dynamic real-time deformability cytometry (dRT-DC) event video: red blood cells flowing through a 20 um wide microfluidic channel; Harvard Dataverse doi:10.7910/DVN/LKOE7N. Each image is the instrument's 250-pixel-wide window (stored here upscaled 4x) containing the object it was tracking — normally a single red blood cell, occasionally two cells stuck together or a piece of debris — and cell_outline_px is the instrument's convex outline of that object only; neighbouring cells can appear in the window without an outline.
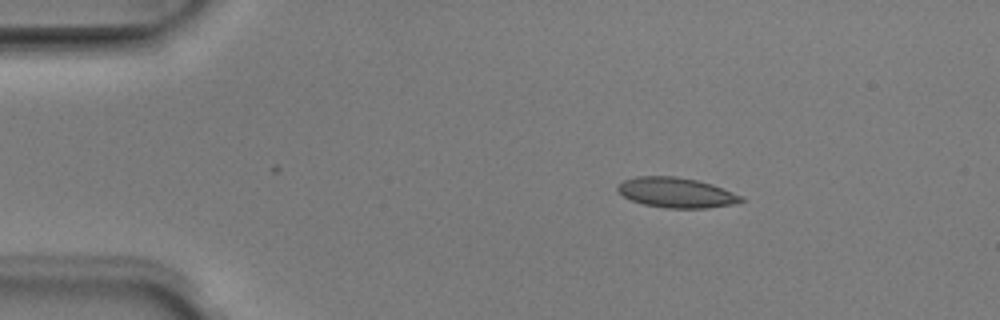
{"species": "Egyptian fruit bat (a non-hibernating species)", "species_latin": "Rousettus aegyptiacus", "temperature_condition": "room temperature", "stored_images_in_passage": 5, "camera_frame_rate_fps": 3000, "um_per_image_px": 0.085, "animal": {"sex": "male"}, "frame": {"image": 1, "passage_image": 1, "time_ms": 0.0, "image_size_px": [1000, 320], "cell_outline_px": [[744, 200], [732, 204], [708, 208], [664, 208], [644, 204], [632, 200], [624, 196], [616, 188], [624, 180], [636, 176], [676, 176], [696, 180], [712, 184], [744, 196]], "centroid_in_image_um": [57.51, 16.37], "position_along_channel_um": 27.5, "area_um2": 21.56}}
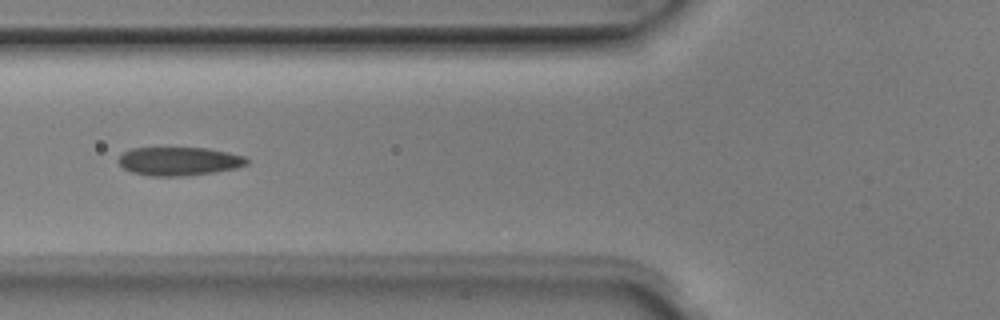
{"frame": {"image": 2, "passage_image": 4, "time_ms": 1.0, "image_size_px": [1000, 320], "cell_outline_px": [[248, 164], [236, 168], [216, 172], [184, 176], [152, 176], [132, 172], [124, 168], [116, 160], [124, 152], [132, 148], [208, 148], [228, 152], [244, 156], [248, 160]], "centroid_in_image_um": [15.23, 13.71], "position_along_channel_um": 110.6, "area_um2": 21.33}}
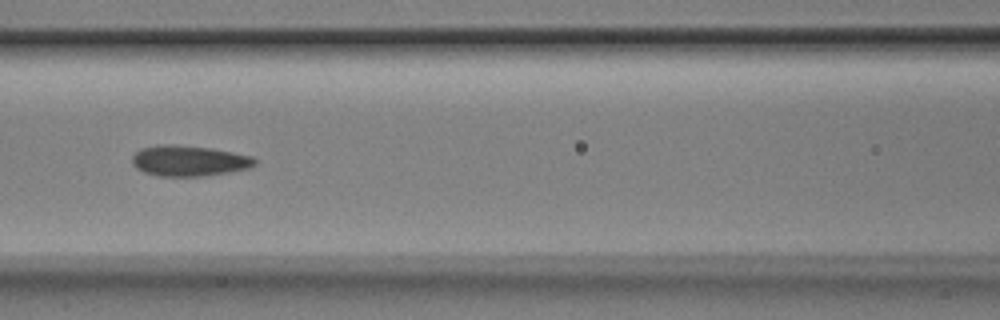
{"frame": {"image": 3, "passage_image": 5, "time_ms": 1.333, "image_size_px": [1000, 320], "cell_outline_px": [[256, 164], [248, 168], [228, 172], [204, 176], [156, 176], [144, 172], [136, 168], [132, 164], [132, 156], [140, 148], [156, 144], [172, 144], [212, 148], [252, 156], [256, 160]], "centroid_in_image_um": [16.02, 13.66], "position_along_channel_um": 150.6, "area_um2": 22.08}}